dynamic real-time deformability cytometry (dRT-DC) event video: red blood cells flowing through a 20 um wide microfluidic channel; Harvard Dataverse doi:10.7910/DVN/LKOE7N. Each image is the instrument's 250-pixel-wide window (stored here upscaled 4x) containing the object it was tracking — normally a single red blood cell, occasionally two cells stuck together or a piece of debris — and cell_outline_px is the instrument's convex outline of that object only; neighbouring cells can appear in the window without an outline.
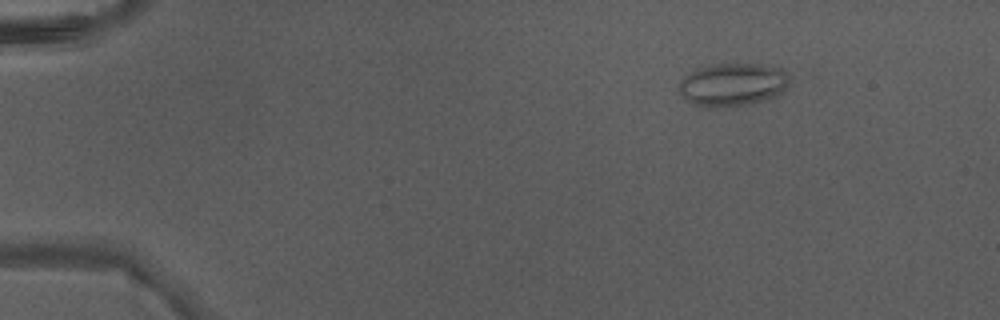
{"species": "Egyptian fruit bat (a non-hibernating species)", "species_latin": "Rousettus aegyptiacus", "temperature_condition": "warm", "stored_images_in_passage": 3, "camera_frame_rate_fps": 3000, "um_per_image_px": 0.085, "animal": {"sex": "male"}, "frame": {"image": 1, "passage_image": 1, "time_ms": 0.0, "image_size_px": [1000, 320], "cell_outline_px": [[788, 84], [784, 92], [780, 96], [744, 104], [708, 108], [696, 104], [688, 100], [680, 92], [680, 80], [684, 76], [696, 68], [716, 64], [756, 64], [784, 68], [788, 72]], "centroid_in_image_um": [62.32, 7.17], "position_along_channel_um": 22.7, "area_um2": 27.57}}